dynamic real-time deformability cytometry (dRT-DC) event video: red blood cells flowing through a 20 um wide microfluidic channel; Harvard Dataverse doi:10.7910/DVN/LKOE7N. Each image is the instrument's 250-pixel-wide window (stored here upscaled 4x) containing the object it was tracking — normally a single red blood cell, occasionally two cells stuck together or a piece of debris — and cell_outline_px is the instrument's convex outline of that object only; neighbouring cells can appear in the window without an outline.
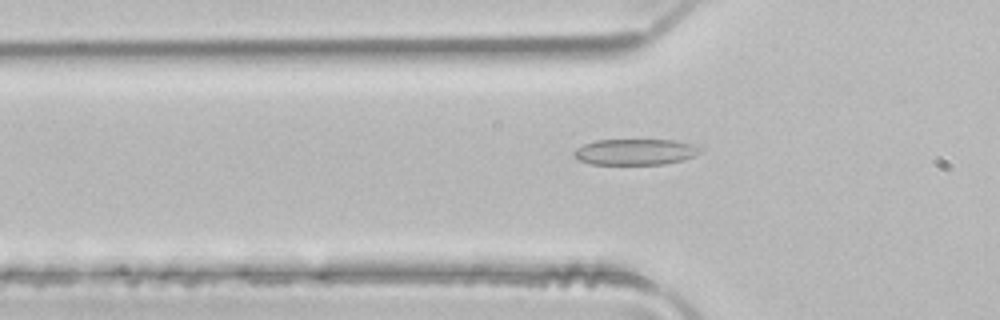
{"species": "common noctule bat (a hibernating species)", "species_latin": "Nyctalus noctula", "temperature_condition": "room temperature", "stored_images_in_passage": 6, "camera_frame_rate_fps": 3000, "um_per_image_px": 0.085, "animal": {"sex": "male", "body_mass_g": 21.5, "forearm_length_mm": 52.0}, "frame": {"image": 1, "passage_image": 6, "time_ms": 1.667, "image_size_px": [1000, 320], "cell_outline_px": [[700, 152], [696, 156], [684, 160], [664, 164], [592, 164], [580, 160], [572, 156], [572, 152], [576, 148], [584, 144], [596, 140], [676, 140], [692, 144], [700, 148]], "centroid_in_image_um": [53.99, 12.91], "position_along_channel_um": 71.8, "area_um2": 19.19}}